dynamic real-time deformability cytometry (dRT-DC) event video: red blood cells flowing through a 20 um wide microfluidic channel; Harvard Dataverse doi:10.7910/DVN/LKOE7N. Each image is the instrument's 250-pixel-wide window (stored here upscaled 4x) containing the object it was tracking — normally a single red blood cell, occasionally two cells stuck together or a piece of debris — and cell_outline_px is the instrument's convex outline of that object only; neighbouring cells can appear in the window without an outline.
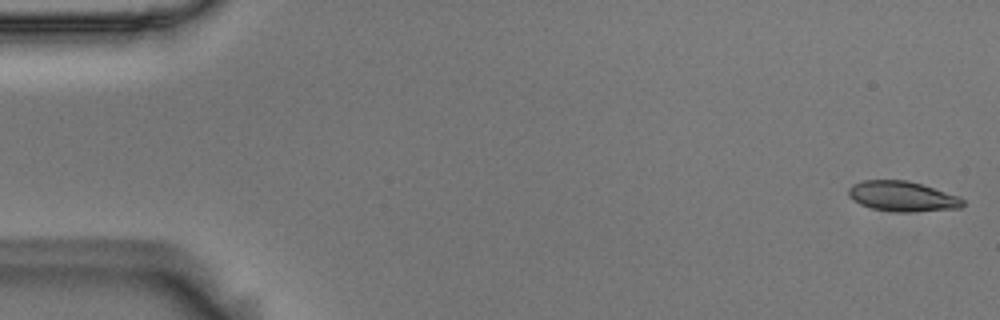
{"species": "Egyptian fruit bat (a non-hibernating species)", "species_latin": "Rousettus aegyptiacus", "temperature_condition": "room temperature", "stored_images_in_passage": 55, "camera_frame_rate_fps": 3000, "um_per_image_px": 0.085, "animal": {"sex": "male"}, "frame": {"image": 1, "passage_image": 1, "time_ms": 0.0, "image_size_px": [1000, 320], "cell_outline_px": [[964, 204], [960, 208], [908, 212], [892, 212], [872, 208], [860, 204], [852, 200], [848, 196], [848, 188], [852, 184], [864, 180], [908, 180], [960, 196], [964, 200]], "centroid_in_image_um": [76.68, 16.69], "position_along_channel_um": 8.3, "area_um2": 20.23}}
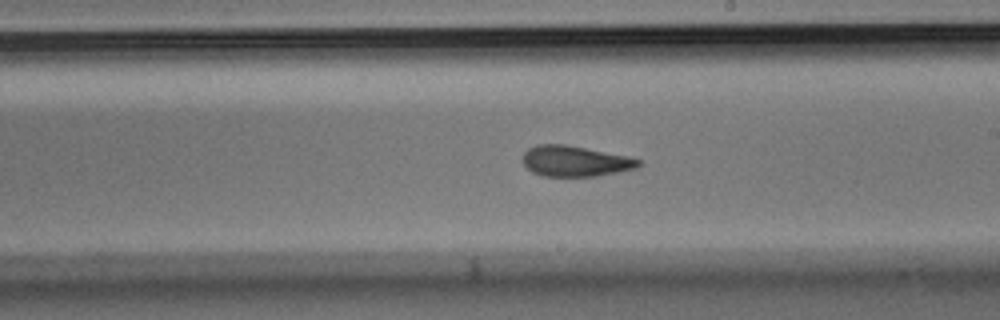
{"frame": {"image": 2, "passage_image": 31, "time_ms": 10.0, "image_size_px": [1000, 320], "cell_outline_px": [[640, 164], [636, 168], [596, 176], [540, 176], [532, 172], [524, 164], [524, 152], [528, 148], [536, 144], [564, 144], [628, 156], [640, 160]], "centroid_in_image_um": [48.85, 13.69], "position_along_channel_um": 240.1, "area_um2": 20.52}}
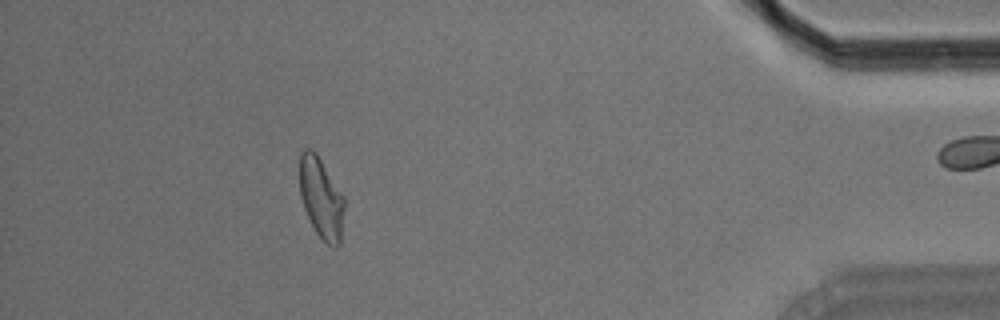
{"frame": {"image": 3, "passage_image": 49, "time_ms": 16.0, "image_size_px": [1000, 320], "cell_outline_px": [[344, 208], [340, 244], [336, 248], [332, 248], [316, 232], [304, 208], [300, 196], [300, 152], [304, 148], [312, 148], [316, 152], [344, 196]], "centroid_in_image_um": [27.3, 16.81], "position_along_channel_um": 407.9, "area_um2": 21.04}, "authors_computed_cell_mechanics": {"area_um2": 21.0392, "velocity_mm_per_s": 3.6686, "shape_relaxation_time_tau1_ms": 5.387, "shape_relaxation_time_tau2_ms": 2.1019, "deformation_change_tau1": 0.157, "deformation_change_tau2": 0.0883}}